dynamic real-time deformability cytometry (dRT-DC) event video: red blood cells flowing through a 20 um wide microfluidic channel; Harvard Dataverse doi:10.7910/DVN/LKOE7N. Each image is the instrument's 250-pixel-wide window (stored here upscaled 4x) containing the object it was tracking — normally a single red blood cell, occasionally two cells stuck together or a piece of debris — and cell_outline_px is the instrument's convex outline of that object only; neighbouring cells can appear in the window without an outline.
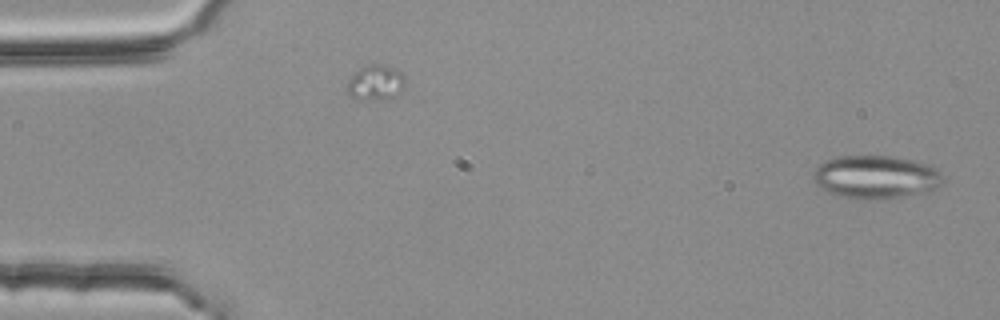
{"species": "common noctule bat (a hibernating species)", "species_latin": "Nyctalus noctula", "temperature_condition": "room temperature", "stored_images_in_passage": 52, "segment_of_instrument_passage": [1, 2], "camera_frame_rate_fps": 3000, "um_per_image_px": 0.085, "animal": {"sex": "female", "body_mass_g": 25.1}, "frame": {"image": 1, "passage_image": 1, "time_ms": 0.0, "image_size_px": [1000, 320], "cell_outline_px": [[944, 180], [936, 188], [924, 192], [876, 200], [868, 200], [840, 196], [828, 192], [816, 184], [812, 180], [812, 172], [824, 160], [836, 156], [892, 156], [928, 164], [936, 168], [940, 172]], "centroid_in_image_um": [74.4, 15.04], "position_along_channel_um": 10.6, "area_um2": 32.66}}